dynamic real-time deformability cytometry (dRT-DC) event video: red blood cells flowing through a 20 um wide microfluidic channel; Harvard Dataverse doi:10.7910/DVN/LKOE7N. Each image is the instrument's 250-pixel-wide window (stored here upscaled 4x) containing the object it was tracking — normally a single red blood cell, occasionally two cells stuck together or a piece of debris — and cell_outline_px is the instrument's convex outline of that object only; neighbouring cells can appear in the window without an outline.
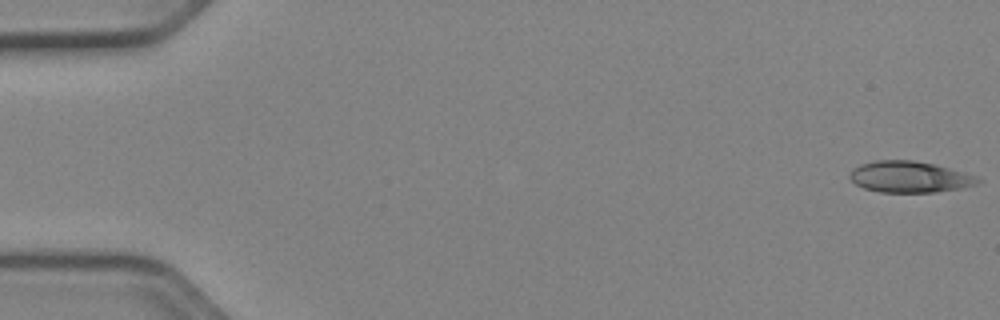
{"species": "Egyptian fruit bat (a non-hibernating species)", "species_latin": "Rousettus aegyptiacus", "temperature_condition": "cold", "stored_images_in_passage": 52, "camera_frame_rate_fps": 3000, "um_per_image_px": 0.085, "animal": {"sex": "female"}, "frame": {"image": 1, "passage_image": 1, "time_ms": 0.0, "image_size_px": [1000, 320], "cell_outline_px": [[984, 180], [976, 184], [960, 188], [936, 192], [880, 192], [864, 188], [856, 184], [848, 176], [852, 168], [860, 164], [876, 160], [912, 160], [936, 164], [964, 172]], "centroid_in_image_um": [77.3, 15.03], "position_along_channel_um": 7.7, "area_um2": 23.35}}
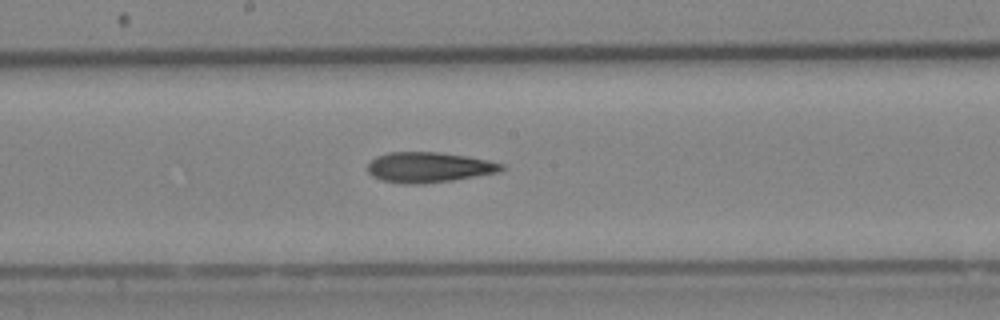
{"frame": {"image": 2, "passage_image": 28, "time_ms": 9.0, "image_size_px": [1000, 320], "cell_outline_px": [[508, 168], [500, 172], [452, 180], [424, 184], [404, 184], [380, 180], [372, 176], [368, 172], [368, 164], [376, 156], [388, 152], [440, 152], [488, 160], [504, 164]], "centroid_in_image_um": [36.46, 14.22], "position_along_channel_um": 211.7, "area_um2": 23.81}}
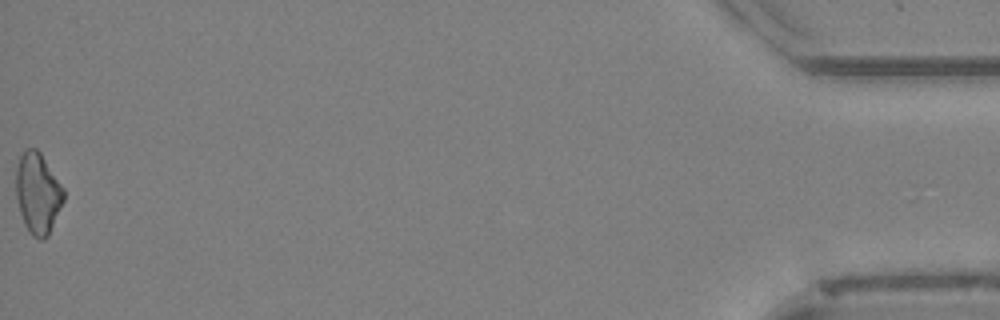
{"frame": {"image": 3, "passage_image": 52, "time_ms": 17.0, "image_size_px": [1000, 320], "cell_outline_px": [[64, 200], [48, 236], [44, 240], [40, 240], [32, 236], [28, 232], [24, 224], [20, 212], [16, 196], [16, 168], [20, 156], [24, 148], [36, 148], [40, 152], [64, 188]], "centroid_in_image_um": [3.21, 16.43], "position_along_channel_um": 432.0, "area_um2": 22.6}, "authors_computed_cell_mechanics": {"area_um2": 23.3512, "velocity_mm_per_s": 3.9727, "shape_relaxation_time_tau1_ms": 9.7769, "shape_relaxation_time_tau2_ms": 9.9456, "deformation_change_tau1": 0.209, "deformation_change_tau2": 0.2463}}